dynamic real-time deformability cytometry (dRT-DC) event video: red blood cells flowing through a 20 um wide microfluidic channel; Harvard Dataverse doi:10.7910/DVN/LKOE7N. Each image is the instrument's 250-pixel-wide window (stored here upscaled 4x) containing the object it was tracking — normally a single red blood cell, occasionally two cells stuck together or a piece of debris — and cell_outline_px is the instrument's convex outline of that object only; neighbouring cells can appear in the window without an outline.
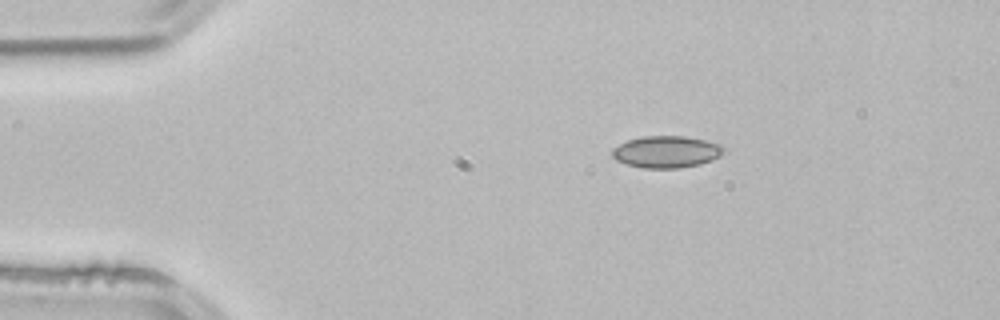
{"species": "common noctule bat (a hibernating species)", "species_latin": "Nyctalus noctula", "temperature_condition": "room temperature", "stored_images_in_passage": 2, "camera_frame_rate_fps": 3000, "um_per_image_px": 0.085, "animal": {"sex": "male", "body_mass_g": 21.5, "forearm_length_mm": 52.0}, "frame": {"image": 1, "passage_image": 1, "time_ms": 0.0, "image_size_px": [1000, 320], "cell_outline_px": [[724, 152], [720, 156], [712, 160], [700, 164], [680, 168], [644, 168], [624, 164], [616, 160], [612, 156], [612, 148], [628, 140], [644, 136], [684, 136], [704, 140], [716, 144], [724, 148]], "centroid_in_image_um": [56.61, 12.91], "position_along_channel_um": 28.4, "area_um2": 20.63}}